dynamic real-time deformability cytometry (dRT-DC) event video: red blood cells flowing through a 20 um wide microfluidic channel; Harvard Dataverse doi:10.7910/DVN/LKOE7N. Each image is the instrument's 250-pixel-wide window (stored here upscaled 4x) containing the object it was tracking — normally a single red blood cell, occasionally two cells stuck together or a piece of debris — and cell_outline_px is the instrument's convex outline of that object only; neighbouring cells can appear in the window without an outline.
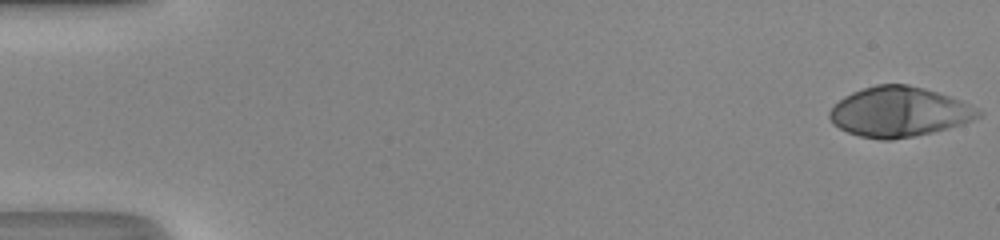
{"species": "human", "species_latin": "Homo sapiens", "temperature_condition": "room temperature", "stored_images_in_passage": 49, "camera_frame_rate_fps": 3000, "um_per_image_px": 0.085, "donor": {"sex": "male"}, "frame": {"image": 1, "passage_image": 1, "time_ms": 0.0, "image_size_px": [1000, 240], "cell_outline_px": [[984, 112], [980, 116], [972, 120], [948, 128], [932, 132], [892, 140], [880, 140], [860, 136], [848, 132], [832, 124], [828, 116], [828, 112], [844, 96], [852, 92], [876, 84], [908, 84], [924, 88], [960, 100]], "centroid_in_image_um": [76.4, 9.51], "position_along_channel_um": 8.6, "area_um2": 43.0}}
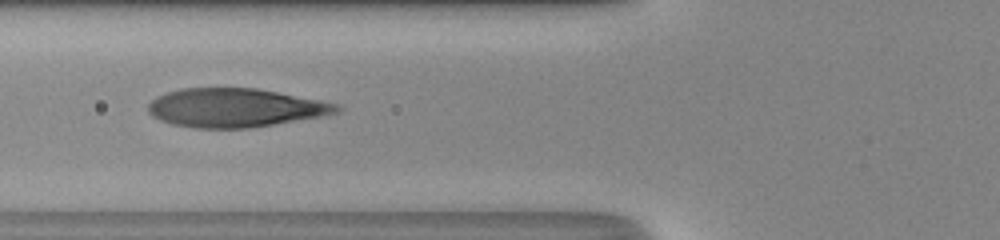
{"frame": {"image": 2, "passage_image": 20, "time_ms": 6.333, "image_size_px": [1000, 240], "cell_outline_px": [[344, 108], [340, 112], [320, 116], [248, 128], [196, 128], [172, 124], [160, 120], [152, 116], [148, 112], [148, 104], [156, 96], [180, 88], [256, 88], [320, 100], [340, 104]], "centroid_in_image_um": [19.98, 9.15], "position_along_channel_um": 105.8, "area_um2": 42.43}}
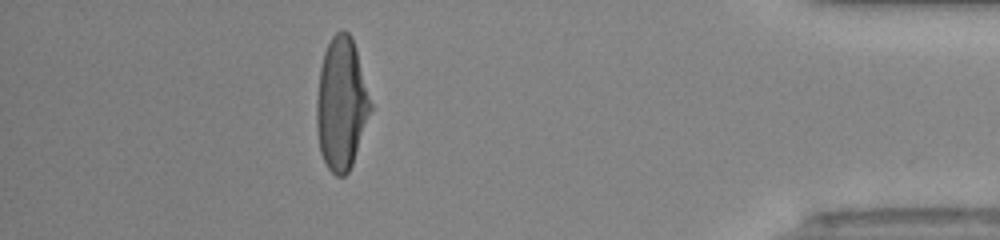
{"frame": {"image": 3, "passage_image": 44, "time_ms": 14.333, "image_size_px": [1000, 240], "cell_outline_px": [[372, 108], [352, 164], [348, 172], [344, 176], [336, 176], [328, 168], [320, 152], [316, 128], [316, 100], [320, 68], [324, 52], [332, 36], [336, 32], [344, 28], [352, 36], [356, 48], [372, 104]], "centroid_in_image_um": [29.01, 8.8], "position_along_channel_um": 406.2, "area_um2": 41.67}, "authors_computed_cell_mechanics": {"area_um2": 43.0032, "velocity_mm_per_s": 4.3265, "shape_relaxation_time_tau1_ms": 6.148, "shape_relaxation_time_tau2_ms": null, "deformation_change_tau1": 0.323, "deformation_change_tau2": null}}